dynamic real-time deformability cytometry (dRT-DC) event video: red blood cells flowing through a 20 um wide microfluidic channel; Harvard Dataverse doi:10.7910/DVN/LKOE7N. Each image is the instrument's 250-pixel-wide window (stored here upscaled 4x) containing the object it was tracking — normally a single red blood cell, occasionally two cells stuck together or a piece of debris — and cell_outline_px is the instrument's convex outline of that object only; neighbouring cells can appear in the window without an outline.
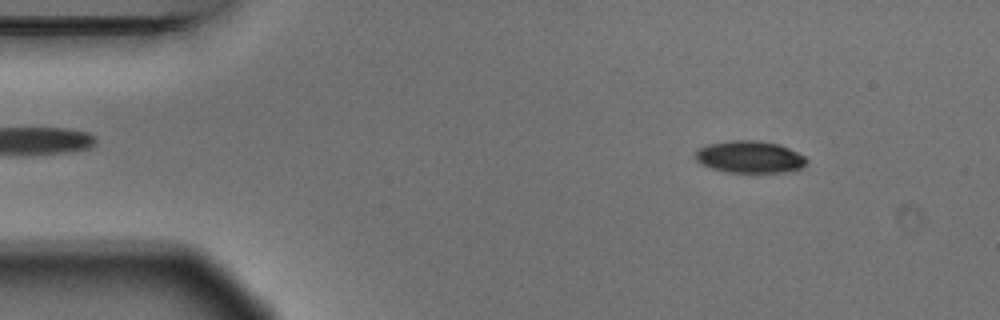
{"species": "Egyptian fruit bat (a non-hibernating species)", "species_latin": "Rousettus aegyptiacus", "temperature_condition": "warm", "stored_images_in_passage": 3, "camera_frame_rate_fps": 3000, "um_per_image_px": 0.085, "animal": {"sex": "male"}, "frame": {"image": 1, "passage_image": 1, "time_ms": 0.0, "image_size_px": [1000, 320], "cell_outline_px": [[808, 164], [800, 168], [784, 172], [728, 172], [712, 168], [700, 164], [692, 156], [700, 148], [708, 144], [728, 140], [756, 140], [780, 144], [804, 156], [808, 160]], "centroid_in_image_um": [63.71, 13.33], "position_along_channel_um": 21.3, "area_um2": 20.87}}